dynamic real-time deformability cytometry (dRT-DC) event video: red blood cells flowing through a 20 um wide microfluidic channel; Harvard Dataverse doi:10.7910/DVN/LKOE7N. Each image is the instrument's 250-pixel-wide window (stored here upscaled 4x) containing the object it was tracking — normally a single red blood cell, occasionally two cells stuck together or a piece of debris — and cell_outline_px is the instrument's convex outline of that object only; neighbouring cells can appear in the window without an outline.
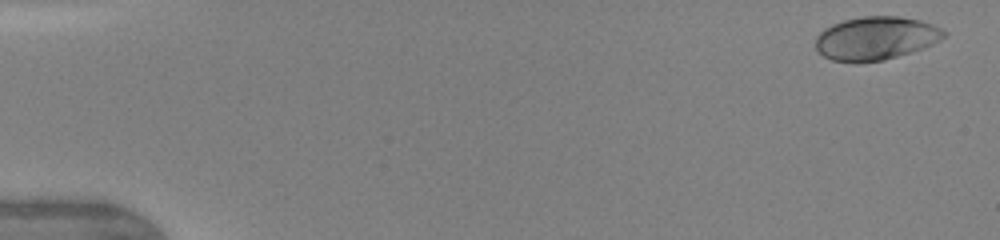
{"species": "human", "species_latin": "Homo sapiens", "temperature_condition": "warm", "stored_images_in_passage": 11, "camera_frame_rate_fps": 3000, "um_per_image_px": 0.085, "donor": {"sex": "female"}, "frame": {"image": 1, "passage_image": 1, "time_ms": 0.0, "image_size_px": [1000, 240], "cell_outline_px": [[944, 36], [932, 44], [924, 48], [884, 60], [856, 64], [832, 60], [824, 56], [816, 48], [816, 36], [824, 28], [832, 24], [844, 20], [864, 16], [900, 16], [920, 20], [940, 28], [944, 32]], "centroid_in_image_um": [74.4, 3.27], "position_along_channel_um": 10.6, "area_um2": 32.43}}
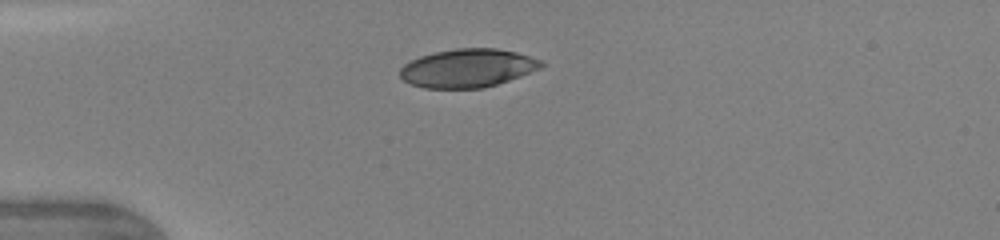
{"frame": {"image": 2, "passage_image": 9, "time_ms": 3.667, "image_size_px": [1000, 240], "cell_outline_px": [[544, 64], [540, 68], [520, 76], [484, 88], [424, 88], [412, 84], [404, 80], [400, 76], [400, 68], [404, 64], [420, 56], [436, 52], [456, 48], [496, 48], [516, 52], [544, 60]], "centroid_in_image_um": [39.76, 5.78], "position_along_channel_um": 45.2, "area_um2": 31.5}}